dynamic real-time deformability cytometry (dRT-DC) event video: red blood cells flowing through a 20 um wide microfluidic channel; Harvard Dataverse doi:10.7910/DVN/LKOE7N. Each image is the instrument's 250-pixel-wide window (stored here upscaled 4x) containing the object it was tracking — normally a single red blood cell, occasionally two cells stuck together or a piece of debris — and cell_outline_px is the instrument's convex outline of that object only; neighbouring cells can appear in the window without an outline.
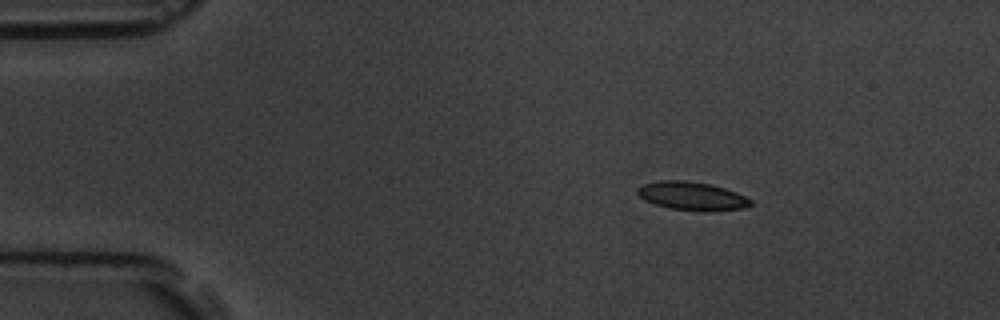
{"species": "common noctule bat (a hibernating species)", "species_latin": "Nyctalus noctula", "temperature_condition": "room temperature", "stored_images_in_passage": 4, "camera_frame_rate_fps": 3000, "um_per_image_px": 0.085, "animal": {"sex": "male", "body_mass_g": 19.5, "forearm_length_mm": 54.6}, "frame": {"image": 1, "passage_image": 1, "time_ms": 0.0, "image_size_px": [1000, 320], "cell_outline_px": [[752, 204], [744, 208], [704, 212], [672, 208], [656, 204], [644, 200], [636, 192], [636, 188], [644, 184], [660, 180], [684, 180], [708, 184], [724, 188], [736, 192], [752, 200]], "centroid_in_image_um": [58.81, 16.66], "position_along_channel_um": 26.2, "area_um2": 18.61}}
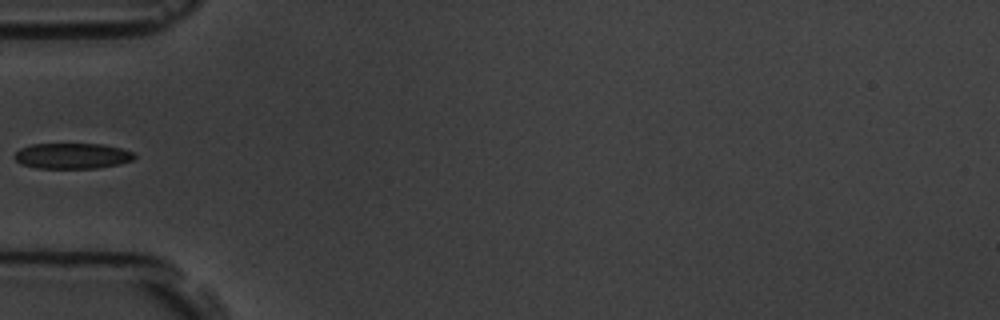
{"frame": {"image": 2, "passage_image": 4, "time_ms": 3.333, "image_size_px": [1000, 320], "cell_outline_px": [[136, 156], [132, 160], [120, 164], [96, 168], [36, 168], [20, 164], [12, 156], [20, 148], [28, 144], [104, 144], [120, 148], [132, 152]], "centroid_in_image_um": [6.1, 13.25], "position_along_channel_um": 78.9, "area_um2": 18.03}}